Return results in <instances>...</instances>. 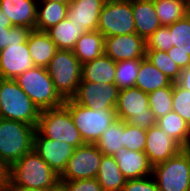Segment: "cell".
I'll return each instance as SVG.
<instances>
[{"mask_svg":"<svg viewBox=\"0 0 190 191\" xmlns=\"http://www.w3.org/2000/svg\"><path fill=\"white\" fill-rule=\"evenodd\" d=\"M9 179L16 185L48 191L60 184L59 175L32 149L9 168Z\"/></svg>","mask_w":190,"mask_h":191,"instance_id":"6da1fadb","label":"cell"},{"mask_svg":"<svg viewBox=\"0 0 190 191\" xmlns=\"http://www.w3.org/2000/svg\"><path fill=\"white\" fill-rule=\"evenodd\" d=\"M41 111L13 79L0 78V118L37 126Z\"/></svg>","mask_w":190,"mask_h":191,"instance_id":"7a4b0ae2","label":"cell"},{"mask_svg":"<svg viewBox=\"0 0 190 191\" xmlns=\"http://www.w3.org/2000/svg\"><path fill=\"white\" fill-rule=\"evenodd\" d=\"M36 127L0 118V160L9 168L33 149Z\"/></svg>","mask_w":190,"mask_h":191,"instance_id":"3957f363","label":"cell"},{"mask_svg":"<svg viewBox=\"0 0 190 191\" xmlns=\"http://www.w3.org/2000/svg\"><path fill=\"white\" fill-rule=\"evenodd\" d=\"M15 81L40 111L60 107L65 102L45 67L35 66L20 74Z\"/></svg>","mask_w":190,"mask_h":191,"instance_id":"277c9868","label":"cell"},{"mask_svg":"<svg viewBox=\"0 0 190 191\" xmlns=\"http://www.w3.org/2000/svg\"><path fill=\"white\" fill-rule=\"evenodd\" d=\"M63 105L70 111L84 143L96 144L103 132L117 120L115 109L93 110L73 99H66Z\"/></svg>","mask_w":190,"mask_h":191,"instance_id":"5b68a950","label":"cell"},{"mask_svg":"<svg viewBox=\"0 0 190 191\" xmlns=\"http://www.w3.org/2000/svg\"><path fill=\"white\" fill-rule=\"evenodd\" d=\"M56 91L64 99H72L81 81L82 64L73 50L58 49L46 67Z\"/></svg>","mask_w":190,"mask_h":191,"instance_id":"8992f818","label":"cell"},{"mask_svg":"<svg viewBox=\"0 0 190 191\" xmlns=\"http://www.w3.org/2000/svg\"><path fill=\"white\" fill-rule=\"evenodd\" d=\"M36 130L45 138L65 141L75 148L85 144L64 105L41 111Z\"/></svg>","mask_w":190,"mask_h":191,"instance_id":"52a82bcc","label":"cell"},{"mask_svg":"<svg viewBox=\"0 0 190 191\" xmlns=\"http://www.w3.org/2000/svg\"><path fill=\"white\" fill-rule=\"evenodd\" d=\"M159 191H190V148L152 167Z\"/></svg>","mask_w":190,"mask_h":191,"instance_id":"ba28073f","label":"cell"},{"mask_svg":"<svg viewBox=\"0 0 190 191\" xmlns=\"http://www.w3.org/2000/svg\"><path fill=\"white\" fill-rule=\"evenodd\" d=\"M148 99V94L136 87L119 90L115 107L117 119L142 129L156 125Z\"/></svg>","mask_w":190,"mask_h":191,"instance_id":"9c48e42d","label":"cell"},{"mask_svg":"<svg viewBox=\"0 0 190 191\" xmlns=\"http://www.w3.org/2000/svg\"><path fill=\"white\" fill-rule=\"evenodd\" d=\"M97 31L104 37L135 33L131 0H106L100 12Z\"/></svg>","mask_w":190,"mask_h":191,"instance_id":"30bf717a","label":"cell"},{"mask_svg":"<svg viewBox=\"0 0 190 191\" xmlns=\"http://www.w3.org/2000/svg\"><path fill=\"white\" fill-rule=\"evenodd\" d=\"M103 155L96 144L85 143L75 148L74 154L59 176L60 181L96 178Z\"/></svg>","mask_w":190,"mask_h":191,"instance_id":"8fae6325","label":"cell"},{"mask_svg":"<svg viewBox=\"0 0 190 191\" xmlns=\"http://www.w3.org/2000/svg\"><path fill=\"white\" fill-rule=\"evenodd\" d=\"M119 88L113 84H96L80 81L76 95L72 98L76 103L93 110L115 109Z\"/></svg>","mask_w":190,"mask_h":191,"instance_id":"7c38bea8","label":"cell"},{"mask_svg":"<svg viewBox=\"0 0 190 191\" xmlns=\"http://www.w3.org/2000/svg\"><path fill=\"white\" fill-rule=\"evenodd\" d=\"M33 150L60 176L69 158L74 154L75 147L65 141L45 138L36 130L33 139Z\"/></svg>","mask_w":190,"mask_h":191,"instance_id":"4fadbf2b","label":"cell"},{"mask_svg":"<svg viewBox=\"0 0 190 191\" xmlns=\"http://www.w3.org/2000/svg\"><path fill=\"white\" fill-rule=\"evenodd\" d=\"M182 149L184 148L157 124L147 129L144 152L152 166L165 162Z\"/></svg>","mask_w":190,"mask_h":191,"instance_id":"5bb4252c","label":"cell"},{"mask_svg":"<svg viewBox=\"0 0 190 191\" xmlns=\"http://www.w3.org/2000/svg\"><path fill=\"white\" fill-rule=\"evenodd\" d=\"M104 53L115 62L143 59L146 54V42L136 33L105 37Z\"/></svg>","mask_w":190,"mask_h":191,"instance_id":"9a60e30c","label":"cell"},{"mask_svg":"<svg viewBox=\"0 0 190 191\" xmlns=\"http://www.w3.org/2000/svg\"><path fill=\"white\" fill-rule=\"evenodd\" d=\"M35 67L27 42L9 44L0 51V78L15 80L20 74Z\"/></svg>","mask_w":190,"mask_h":191,"instance_id":"2e32d148","label":"cell"},{"mask_svg":"<svg viewBox=\"0 0 190 191\" xmlns=\"http://www.w3.org/2000/svg\"><path fill=\"white\" fill-rule=\"evenodd\" d=\"M106 0H71L67 18L85 31H97L100 12Z\"/></svg>","mask_w":190,"mask_h":191,"instance_id":"e0dca14e","label":"cell"},{"mask_svg":"<svg viewBox=\"0 0 190 191\" xmlns=\"http://www.w3.org/2000/svg\"><path fill=\"white\" fill-rule=\"evenodd\" d=\"M123 176L128 179H140L152 175V165L144 151L127 150L122 147L113 156Z\"/></svg>","mask_w":190,"mask_h":191,"instance_id":"ac0fdd59","label":"cell"},{"mask_svg":"<svg viewBox=\"0 0 190 191\" xmlns=\"http://www.w3.org/2000/svg\"><path fill=\"white\" fill-rule=\"evenodd\" d=\"M36 0H0V9L13 26L35 29L37 19Z\"/></svg>","mask_w":190,"mask_h":191,"instance_id":"d6986e66","label":"cell"},{"mask_svg":"<svg viewBox=\"0 0 190 191\" xmlns=\"http://www.w3.org/2000/svg\"><path fill=\"white\" fill-rule=\"evenodd\" d=\"M135 33L145 41L161 25L153 0H131Z\"/></svg>","mask_w":190,"mask_h":191,"instance_id":"ffe728a7","label":"cell"},{"mask_svg":"<svg viewBox=\"0 0 190 191\" xmlns=\"http://www.w3.org/2000/svg\"><path fill=\"white\" fill-rule=\"evenodd\" d=\"M116 62L103 53L96 59L83 63L81 81L96 84H115Z\"/></svg>","mask_w":190,"mask_h":191,"instance_id":"44dd1931","label":"cell"},{"mask_svg":"<svg viewBox=\"0 0 190 191\" xmlns=\"http://www.w3.org/2000/svg\"><path fill=\"white\" fill-rule=\"evenodd\" d=\"M27 45L34 65L47 67L58 50L46 31L33 29L28 37Z\"/></svg>","mask_w":190,"mask_h":191,"instance_id":"7402d4cb","label":"cell"},{"mask_svg":"<svg viewBox=\"0 0 190 191\" xmlns=\"http://www.w3.org/2000/svg\"><path fill=\"white\" fill-rule=\"evenodd\" d=\"M57 49L73 50L77 40L86 32L67 17L46 31Z\"/></svg>","mask_w":190,"mask_h":191,"instance_id":"603a6c76","label":"cell"},{"mask_svg":"<svg viewBox=\"0 0 190 191\" xmlns=\"http://www.w3.org/2000/svg\"><path fill=\"white\" fill-rule=\"evenodd\" d=\"M105 37L99 31H87L76 42L74 55L81 64L92 61L104 53Z\"/></svg>","mask_w":190,"mask_h":191,"instance_id":"cb8c5ba5","label":"cell"},{"mask_svg":"<svg viewBox=\"0 0 190 191\" xmlns=\"http://www.w3.org/2000/svg\"><path fill=\"white\" fill-rule=\"evenodd\" d=\"M172 83L165 74L159 71L146 58L141 60L135 83L136 88L149 94L157 89L170 86Z\"/></svg>","mask_w":190,"mask_h":191,"instance_id":"d4e9b609","label":"cell"},{"mask_svg":"<svg viewBox=\"0 0 190 191\" xmlns=\"http://www.w3.org/2000/svg\"><path fill=\"white\" fill-rule=\"evenodd\" d=\"M96 179L103 191H122L127 180L114 157L108 155L102 156Z\"/></svg>","mask_w":190,"mask_h":191,"instance_id":"484cf974","label":"cell"},{"mask_svg":"<svg viewBox=\"0 0 190 191\" xmlns=\"http://www.w3.org/2000/svg\"><path fill=\"white\" fill-rule=\"evenodd\" d=\"M156 124L183 148H190V125L175 111L156 120Z\"/></svg>","mask_w":190,"mask_h":191,"instance_id":"4316f807","label":"cell"},{"mask_svg":"<svg viewBox=\"0 0 190 191\" xmlns=\"http://www.w3.org/2000/svg\"><path fill=\"white\" fill-rule=\"evenodd\" d=\"M157 17L162 26H170L188 14V4L184 0H153Z\"/></svg>","mask_w":190,"mask_h":191,"instance_id":"83f0119b","label":"cell"},{"mask_svg":"<svg viewBox=\"0 0 190 191\" xmlns=\"http://www.w3.org/2000/svg\"><path fill=\"white\" fill-rule=\"evenodd\" d=\"M97 148L108 156H114L124 147V121L117 119L101 135L96 142Z\"/></svg>","mask_w":190,"mask_h":191,"instance_id":"f1b7e54d","label":"cell"},{"mask_svg":"<svg viewBox=\"0 0 190 191\" xmlns=\"http://www.w3.org/2000/svg\"><path fill=\"white\" fill-rule=\"evenodd\" d=\"M41 10H37L35 29L47 31L67 17L69 4L57 2H43Z\"/></svg>","mask_w":190,"mask_h":191,"instance_id":"f546056e","label":"cell"},{"mask_svg":"<svg viewBox=\"0 0 190 191\" xmlns=\"http://www.w3.org/2000/svg\"><path fill=\"white\" fill-rule=\"evenodd\" d=\"M32 29L25 26H13L0 9V51L9 44H22L27 42Z\"/></svg>","mask_w":190,"mask_h":191,"instance_id":"4dcf8cb0","label":"cell"},{"mask_svg":"<svg viewBox=\"0 0 190 191\" xmlns=\"http://www.w3.org/2000/svg\"><path fill=\"white\" fill-rule=\"evenodd\" d=\"M168 28L171 32V48L168 51H181L190 56V16L187 14Z\"/></svg>","mask_w":190,"mask_h":191,"instance_id":"1f68e13d","label":"cell"},{"mask_svg":"<svg viewBox=\"0 0 190 191\" xmlns=\"http://www.w3.org/2000/svg\"><path fill=\"white\" fill-rule=\"evenodd\" d=\"M142 59H129L116 62L115 85L119 90L135 87Z\"/></svg>","mask_w":190,"mask_h":191,"instance_id":"d6a6232c","label":"cell"},{"mask_svg":"<svg viewBox=\"0 0 190 191\" xmlns=\"http://www.w3.org/2000/svg\"><path fill=\"white\" fill-rule=\"evenodd\" d=\"M173 87L174 83L148 94L149 107L156 120L172 111Z\"/></svg>","mask_w":190,"mask_h":191,"instance_id":"836d02e7","label":"cell"},{"mask_svg":"<svg viewBox=\"0 0 190 191\" xmlns=\"http://www.w3.org/2000/svg\"><path fill=\"white\" fill-rule=\"evenodd\" d=\"M145 58L173 83L177 82L182 70L164 51H146Z\"/></svg>","mask_w":190,"mask_h":191,"instance_id":"e575fe53","label":"cell"},{"mask_svg":"<svg viewBox=\"0 0 190 191\" xmlns=\"http://www.w3.org/2000/svg\"><path fill=\"white\" fill-rule=\"evenodd\" d=\"M172 111L178 113L190 125V92L174 83Z\"/></svg>","mask_w":190,"mask_h":191,"instance_id":"d590c367","label":"cell"},{"mask_svg":"<svg viewBox=\"0 0 190 191\" xmlns=\"http://www.w3.org/2000/svg\"><path fill=\"white\" fill-rule=\"evenodd\" d=\"M147 129L129 125L124 121V147L127 150L144 151Z\"/></svg>","mask_w":190,"mask_h":191,"instance_id":"8d00e7d4","label":"cell"},{"mask_svg":"<svg viewBox=\"0 0 190 191\" xmlns=\"http://www.w3.org/2000/svg\"><path fill=\"white\" fill-rule=\"evenodd\" d=\"M146 51H164L171 48V32L168 26H160L146 39Z\"/></svg>","mask_w":190,"mask_h":191,"instance_id":"74e56055","label":"cell"},{"mask_svg":"<svg viewBox=\"0 0 190 191\" xmlns=\"http://www.w3.org/2000/svg\"><path fill=\"white\" fill-rule=\"evenodd\" d=\"M65 191H103L96 178L60 181Z\"/></svg>","mask_w":190,"mask_h":191,"instance_id":"f35d334b","label":"cell"},{"mask_svg":"<svg viewBox=\"0 0 190 191\" xmlns=\"http://www.w3.org/2000/svg\"><path fill=\"white\" fill-rule=\"evenodd\" d=\"M151 177L153 178L150 175L140 179H128L122 191H159L157 183Z\"/></svg>","mask_w":190,"mask_h":191,"instance_id":"ab89813d","label":"cell"},{"mask_svg":"<svg viewBox=\"0 0 190 191\" xmlns=\"http://www.w3.org/2000/svg\"><path fill=\"white\" fill-rule=\"evenodd\" d=\"M167 53L181 70L190 65V56L187 53L181 51H167Z\"/></svg>","mask_w":190,"mask_h":191,"instance_id":"60d3db41","label":"cell"},{"mask_svg":"<svg viewBox=\"0 0 190 191\" xmlns=\"http://www.w3.org/2000/svg\"><path fill=\"white\" fill-rule=\"evenodd\" d=\"M9 181V167L0 160V191H4Z\"/></svg>","mask_w":190,"mask_h":191,"instance_id":"b9f144b4","label":"cell"},{"mask_svg":"<svg viewBox=\"0 0 190 191\" xmlns=\"http://www.w3.org/2000/svg\"><path fill=\"white\" fill-rule=\"evenodd\" d=\"M177 83L190 92V65L182 70Z\"/></svg>","mask_w":190,"mask_h":191,"instance_id":"7bdbcfd3","label":"cell"},{"mask_svg":"<svg viewBox=\"0 0 190 191\" xmlns=\"http://www.w3.org/2000/svg\"><path fill=\"white\" fill-rule=\"evenodd\" d=\"M4 191H39L35 189H30V188H24L21 186H18L14 184L10 179L8 181L7 186L5 187Z\"/></svg>","mask_w":190,"mask_h":191,"instance_id":"ee69618b","label":"cell"},{"mask_svg":"<svg viewBox=\"0 0 190 191\" xmlns=\"http://www.w3.org/2000/svg\"><path fill=\"white\" fill-rule=\"evenodd\" d=\"M42 2H57V3L69 4L71 0H42Z\"/></svg>","mask_w":190,"mask_h":191,"instance_id":"f6af8a7d","label":"cell"},{"mask_svg":"<svg viewBox=\"0 0 190 191\" xmlns=\"http://www.w3.org/2000/svg\"><path fill=\"white\" fill-rule=\"evenodd\" d=\"M48 191H65L63 187L59 184L56 188L48 190Z\"/></svg>","mask_w":190,"mask_h":191,"instance_id":"bcb514c9","label":"cell"},{"mask_svg":"<svg viewBox=\"0 0 190 191\" xmlns=\"http://www.w3.org/2000/svg\"><path fill=\"white\" fill-rule=\"evenodd\" d=\"M188 15L190 16V3L188 4Z\"/></svg>","mask_w":190,"mask_h":191,"instance_id":"7dc6e473","label":"cell"}]
</instances>
